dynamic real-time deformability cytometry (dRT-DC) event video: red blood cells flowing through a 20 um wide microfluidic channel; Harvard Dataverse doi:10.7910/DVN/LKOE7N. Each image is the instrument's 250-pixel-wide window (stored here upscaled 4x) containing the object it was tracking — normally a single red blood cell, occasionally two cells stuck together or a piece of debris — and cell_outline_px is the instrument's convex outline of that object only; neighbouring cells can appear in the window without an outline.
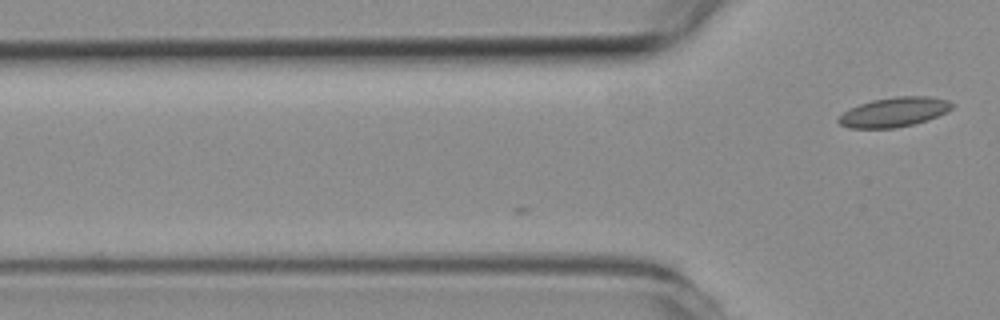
{"species": "common noctule bat (a hibernating species)", "species_latin": "Nyctalus noctula", "temperature_condition": "room temperature", "stored_images_in_passage": 3, "camera_frame_rate_fps": 3000, "um_per_image_px": 0.085, "animal": {"sex": "female", "body_mass_g": 19.3, "forearm_length_mm": 54.1}, "frame": {"image": 1, "passage_image": 3, "time_ms": 0.667, "image_size_px": [1000, 320], "cell_outline_px": [[952, 108], [936, 116], [912, 124], [892, 128], [848, 128], [840, 124], [836, 120], [844, 112], [860, 104], [872, 100], [896, 96], [928, 96], [948, 100], [952, 104]], "centroid_in_image_um": [75.96, 9.52], "position_along_channel_um": 49.8, "area_um2": 19.13}}